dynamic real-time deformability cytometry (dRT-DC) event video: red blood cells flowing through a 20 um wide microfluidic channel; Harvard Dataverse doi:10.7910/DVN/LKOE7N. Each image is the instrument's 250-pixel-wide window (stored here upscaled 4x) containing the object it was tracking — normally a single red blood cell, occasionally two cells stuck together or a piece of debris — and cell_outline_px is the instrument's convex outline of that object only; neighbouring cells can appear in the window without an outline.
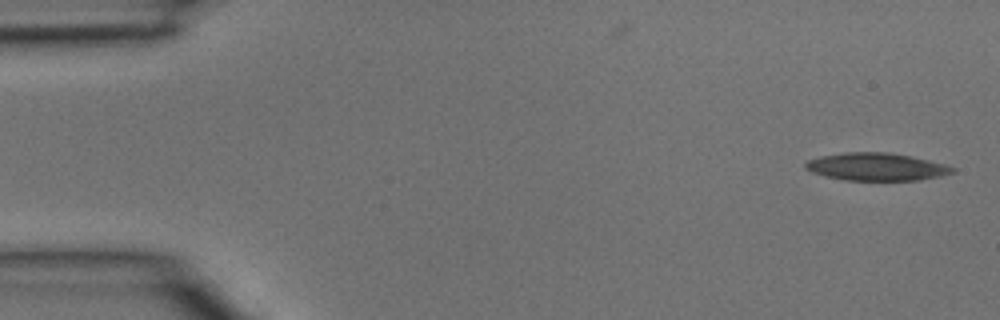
{"species": "common noctule bat (a hibernating species)", "species_latin": "Nyctalus noctula", "temperature_condition": "room temperature", "stored_images_in_passage": 2, "camera_frame_rate_fps": 3000, "um_per_image_px": 0.085, "animal": {"sex": "male", "body_mass_g": 15.6}, "frame": {"image": 1, "passage_image": 2, "time_ms": 0.333, "image_size_px": [1000, 320], "cell_outline_px": [[956, 172], [940, 176], [920, 180], [844, 180], [824, 176], [812, 172], [804, 168], [804, 164], [808, 160], [820, 156], [844, 152], [888, 152], [912, 156], [944, 164], [956, 168]], "centroid_in_image_um": [74.49, 14.17], "position_along_channel_um": 10.5, "area_um2": 23.81}}